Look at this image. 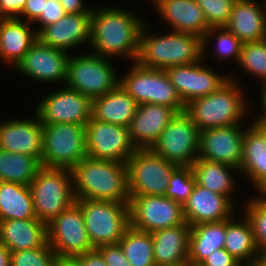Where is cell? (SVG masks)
I'll list each match as a JSON object with an SVG mask.
<instances>
[{"mask_svg": "<svg viewBox=\"0 0 266 266\" xmlns=\"http://www.w3.org/2000/svg\"><path fill=\"white\" fill-rule=\"evenodd\" d=\"M153 3L173 31L203 37L211 28L196 0H153Z\"/></svg>", "mask_w": 266, "mask_h": 266, "instance_id": "cell-23", "label": "cell"}, {"mask_svg": "<svg viewBox=\"0 0 266 266\" xmlns=\"http://www.w3.org/2000/svg\"><path fill=\"white\" fill-rule=\"evenodd\" d=\"M238 63L266 83V39L243 43Z\"/></svg>", "mask_w": 266, "mask_h": 266, "instance_id": "cell-38", "label": "cell"}, {"mask_svg": "<svg viewBox=\"0 0 266 266\" xmlns=\"http://www.w3.org/2000/svg\"><path fill=\"white\" fill-rule=\"evenodd\" d=\"M243 219L241 223H234L232 219L226 220L224 248L241 264L243 263V266H253L260 255V251L249 221L245 216ZM247 260L250 261L246 263Z\"/></svg>", "mask_w": 266, "mask_h": 266, "instance_id": "cell-31", "label": "cell"}, {"mask_svg": "<svg viewBox=\"0 0 266 266\" xmlns=\"http://www.w3.org/2000/svg\"><path fill=\"white\" fill-rule=\"evenodd\" d=\"M143 25L136 62L144 67L166 70L169 67L203 61L202 37L197 34L176 32L148 35ZM147 34V35H146Z\"/></svg>", "mask_w": 266, "mask_h": 266, "instance_id": "cell-3", "label": "cell"}, {"mask_svg": "<svg viewBox=\"0 0 266 266\" xmlns=\"http://www.w3.org/2000/svg\"><path fill=\"white\" fill-rule=\"evenodd\" d=\"M178 112L167 106L140 104L128 127L136 149H151L160 134Z\"/></svg>", "mask_w": 266, "mask_h": 266, "instance_id": "cell-20", "label": "cell"}, {"mask_svg": "<svg viewBox=\"0 0 266 266\" xmlns=\"http://www.w3.org/2000/svg\"><path fill=\"white\" fill-rule=\"evenodd\" d=\"M262 93H261V101H262V108L263 109V115L257 117L258 119L254 120L253 123H262L266 125V83H262Z\"/></svg>", "mask_w": 266, "mask_h": 266, "instance_id": "cell-52", "label": "cell"}, {"mask_svg": "<svg viewBox=\"0 0 266 266\" xmlns=\"http://www.w3.org/2000/svg\"><path fill=\"white\" fill-rule=\"evenodd\" d=\"M71 172L75 199L130 203L126 163L86 156Z\"/></svg>", "mask_w": 266, "mask_h": 266, "instance_id": "cell-2", "label": "cell"}, {"mask_svg": "<svg viewBox=\"0 0 266 266\" xmlns=\"http://www.w3.org/2000/svg\"><path fill=\"white\" fill-rule=\"evenodd\" d=\"M46 0H27L21 15L27 17V22H35L44 11Z\"/></svg>", "mask_w": 266, "mask_h": 266, "instance_id": "cell-47", "label": "cell"}, {"mask_svg": "<svg viewBox=\"0 0 266 266\" xmlns=\"http://www.w3.org/2000/svg\"><path fill=\"white\" fill-rule=\"evenodd\" d=\"M69 56L66 51L43 44L37 39L16 68L41 82L66 81Z\"/></svg>", "mask_w": 266, "mask_h": 266, "instance_id": "cell-17", "label": "cell"}, {"mask_svg": "<svg viewBox=\"0 0 266 266\" xmlns=\"http://www.w3.org/2000/svg\"><path fill=\"white\" fill-rule=\"evenodd\" d=\"M41 168V162L33 156L0 149V181L30 186Z\"/></svg>", "mask_w": 266, "mask_h": 266, "instance_id": "cell-33", "label": "cell"}, {"mask_svg": "<svg viewBox=\"0 0 266 266\" xmlns=\"http://www.w3.org/2000/svg\"><path fill=\"white\" fill-rule=\"evenodd\" d=\"M192 170L198 185L231 198L229 195L234 191V180L230 171L239 170L238 168L198 158L192 164Z\"/></svg>", "mask_w": 266, "mask_h": 266, "instance_id": "cell-32", "label": "cell"}, {"mask_svg": "<svg viewBox=\"0 0 266 266\" xmlns=\"http://www.w3.org/2000/svg\"><path fill=\"white\" fill-rule=\"evenodd\" d=\"M253 266H266V253H260Z\"/></svg>", "mask_w": 266, "mask_h": 266, "instance_id": "cell-53", "label": "cell"}, {"mask_svg": "<svg viewBox=\"0 0 266 266\" xmlns=\"http://www.w3.org/2000/svg\"><path fill=\"white\" fill-rule=\"evenodd\" d=\"M226 220L191 226L188 264L199 266L213 251L224 248Z\"/></svg>", "mask_w": 266, "mask_h": 266, "instance_id": "cell-29", "label": "cell"}, {"mask_svg": "<svg viewBox=\"0 0 266 266\" xmlns=\"http://www.w3.org/2000/svg\"><path fill=\"white\" fill-rule=\"evenodd\" d=\"M238 171L249 176L259 195L266 194V141L253 124L245 131L242 163Z\"/></svg>", "mask_w": 266, "mask_h": 266, "instance_id": "cell-28", "label": "cell"}, {"mask_svg": "<svg viewBox=\"0 0 266 266\" xmlns=\"http://www.w3.org/2000/svg\"><path fill=\"white\" fill-rule=\"evenodd\" d=\"M56 266H83V262L78 256H63L57 257Z\"/></svg>", "mask_w": 266, "mask_h": 266, "instance_id": "cell-50", "label": "cell"}, {"mask_svg": "<svg viewBox=\"0 0 266 266\" xmlns=\"http://www.w3.org/2000/svg\"><path fill=\"white\" fill-rule=\"evenodd\" d=\"M71 169L42 167L30 183L37 219L48 224L75 203Z\"/></svg>", "mask_w": 266, "mask_h": 266, "instance_id": "cell-5", "label": "cell"}, {"mask_svg": "<svg viewBox=\"0 0 266 266\" xmlns=\"http://www.w3.org/2000/svg\"><path fill=\"white\" fill-rule=\"evenodd\" d=\"M26 1L27 0H0V19L19 18Z\"/></svg>", "mask_w": 266, "mask_h": 266, "instance_id": "cell-46", "label": "cell"}, {"mask_svg": "<svg viewBox=\"0 0 266 266\" xmlns=\"http://www.w3.org/2000/svg\"><path fill=\"white\" fill-rule=\"evenodd\" d=\"M235 204L227 196L218 194L196 183L192 194L183 204V215L190 226L206 222L228 220Z\"/></svg>", "mask_w": 266, "mask_h": 266, "instance_id": "cell-18", "label": "cell"}, {"mask_svg": "<svg viewBox=\"0 0 266 266\" xmlns=\"http://www.w3.org/2000/svg\"><path fill=\"white\" fill-rule=\"evenodd\" d=\"M87 156L126 163L137 150L128 127L90 119L85 125Z\"/></svg>", "mask_w": 266, "mask_h": 266, "instance_id": "cell-13", "label": "cell"}, {"mask_svg": "<svg viewBox=\"0 0 266 266\" xmlns=\"http://www.w3.org/2000/svg\"><path fill=\"white\" fill-rule=\"evenodd\" d=\"M231 78L233 77L217 91L186 104L185 113L200 132L210 128L240 125L239 120L246 113V100L237 82Z\"/></svg>", "mask_w": 266, "mask_h": 266, "instance_id": "cell-4", "label": "cell"}, {"mask_svg": "<svg viewBox=\"0 0 266 266\" xmlns=\"http://www.w3.org/2000/svg\"><path fill=\"white\" fill-rule=\"evenodd\" d=\"M56 259L48 242L42 247L11 252V266H56Z\"/></svg>", "mask_w": 266, "mask_h": 266, "instance_id": "cell-41", "label": "cell"}, {"mask_svg": "<svg viewBox=\"0 0 266 266\" xmlns=\"http://www.w3.org/2000/svg\"><path fill=\"white\" fill-rule=\"evenodd\" d=\"M29 24L20 18L0 19V57L3 60L17 66L38 39L37 32L32 31Z\"/></svg>", "mask_w": 266, "mask_h": 266, "instance_id": "cell-27", "label": "cell"}, {"mask_svg": "<svg viewBox=\"0 0 266 266\" xmlns=\"http://www.w3.org/2000/svg\"><path fill=\"white\" fill-rule=\"evenodd\" d=\"M37 218L29 186L0 181V221Z\"/></svg>", "mask_w": 266, "mask_h": 266, "instance_id": "cell-30", "label": "cell"}, {"mask_svg": "<svg viewBox=\"0 0 266 266\" xmlns=\"http://www.w3.org/2000/svg\"><path fill=\"white\" fill-rule=\"evenodd\" d=\"M119 85L138 103L153 104L154 68L144 67L136 61Z\"/></svg>", "mask_w": 266, "mask_h": 266, "instance_id": "cell-35", "label": "cell"}, {"mask_svg": "<svg viewBox=\"0 0 266 266\" xmlns=\"http://www.w3.org/2000/svg\"><path fill=\"white\" fill-rule=\"evenodd\" d=\"M36 120H9L0 124V149L33 156L41 162L43 124Z\"/></svg>", "mask_w": 266, "mask_h": 266, "instance_id": "cell-19", "label": "cell"}, {"mask_svg": "<svg viewBox=\"0 0 266 266\" xmlns=\"http://www.w3.org/2000/svg\"><path fill=\"white\" fill-rule=\"evenodd\" d=\"M242 43L266 39V13L253 0H236L225 26Z\"/></svg>", "mask_w": 266, "mask_h": 266, "instance_id": "cell-25", "label": "cell"}, {"mask_svg": "<svg viewBox=\"0 0 266 266\" xmlns=\"http://www.w3.org/2000/svg\"><path fill=\"white\" fill-rule=\"evenodd\" d=\"M64 8L58 0H46L44 11H42L40 17L35 21L40 23L41 28L36 30L37 34L45 27L50 24L56 23L65 15Z\"/></svg>", "mask_w": 266, "mask_h": 266, "instance_id": "cell-43", "label": "cell"}, {"mask_svg": "<svg viewBox=\"0 0 266 266\" xmlns=\"http://www.w3.org/2000/svg\"><path fill=\"white\" fill-rule=\"evenodd\" d=\"M118 243L131 266H155L151 233L130 225Z\"/></svg>", "mask_w": 266, "mask_h": 266, "instance_id": "cell-34", "label": "cell"}, {"mask_svg": "<svg viewBox=\"0 0 266 266\" xmlns=\"http://www.w3.org/2000/svg\"><path fill=\"white\" fill-rule=\"evenodd\" d=\"M190 232L187 223L152 232L155 266H189Z\"/></svg>", "mask_w": 266, "mask_h": 266, "instance_id": "cell-22", "label": "cell"}, {"mask_svg": "<svg viewBox=\"0 0 266 266\" xmlns=\"http://www.w3.org/2000/svg\"><path fill=\"white\" fill-rule=\"evenodd\" d=\"M87 156L85 125H43L42 167L72 169Z\"/></svg>", "mask_w": 266, "mask_h": 266, "instance_id": "cell-7", "label": "cell"}, {"mask_svg": "<svg viewBox=\"0 0 266 266\" xmlns=\"http://www.w3.org/2000/svg\"><path fill=\"white\" fill-rule=\"evenodd\" d=\"M263 135L266 141V125L262 123H252Z\"/></svg>", "mask_w": 266, "mask_h": 266, "instance_id": "cell-54", "label": "cell"}, {"mask_svg": "<svg viewBox=\"0 0 266 266\" xmlns=\"http://www.w3.org/2000/svg\"><path fill=\"white\" fill-rule=\"evenodd\" d=\"M92 246L117 244L130 226L128 203L76 199Z\"/></svg>", "mask_w": 266, "mask_h": 266, "instance_id": "cell-6", "label": "cell"}, {"mask_svg": "<svg viewBox=\"0 0 266 266\" xmlns=\"http://www.w3.org/2000/svg\"><path fill=\"white\" fill-rule=\"evenodd\" d=\"M245 132L239 125L210 128L200 132L198 158L240 168Z\"/></svg>", "mask_w": 266, "mask_h": 266, "instance_id": "cell-15", "label": "cell"}, {"mask_svg": "<svg viewBox=\"0 0 266 266\" xmlns=\"http://www.w3.org/2000/svg\"><path fill=\"white\" fill-rule=\"evenodd\" d=\"M130 225L152 233L186 223L183 205L159 195L130 196Z\"/></svg>", "mask_w": 266, "mask_h": 266, "instance_id": "cell-12", "label": "cell"}, {"mask_svg": "<svg viewBox=\"0 0 266 266\" xmlns=\"http://www.w3.org/2000/svg\"><path fill=\"white\" fill-rule=\"evenodd\" d=\"M153 104L171 107L178 113L185 112L186 105L165 70L154 69Z\"/></svg>", "mask_w": 266, "mask_h": 266, "instance_id": "cell-36", "label": "cell"}, {"mask_svg": "<svg viewBox=\"0 0 266 266\" xmlns=\"http://www.w3.org/2000/svg\"><path fill=\"white\" fill-rule=\"evenodd\" d=\"M36 108V115L43 125H86L91 119L92 101L80 92L66 87L47 95Z\"/></svg>", "mask_w": 266, "mask_h": 266, "instance_id": "cell-14", "label": "cell"}, {"mask_svg": "<svg viewBox=\"0 0 266 266\" xmlns=\"http://www.w3.org/2000/svg\"><path fill=\"white\" fill-rule=\"evenodd\" d=\"M0 266H11V251L0 244Z\"/></svg>", "mask_w": 266, "mask_h": 266, "instance_id": "cell-51", "label": "cell"}, {"mask_svg": "<svg viewBox=\"0 0 266 266\" xmlns=\"http://www.w3.org/2000/svg\"><path fill=\"white\" fill-rule=\"evenodd\" d=\"M78 257L82 260L83 266H107L103 256L97 249L81 254Z\"/></svg>", "mask_w": 266, "mask_h": 266, "instance_id": "cell-49", "label": "cell"}, {"mask_svg": "<svg viewBox=\"0 0 266 266\" xmlns=\"http://www.w3.org/2000/svg\"><path fill=\"white\" fill-rule=\"evenodd\" d=\"M107 58L97 54L70 57L67 63L66 87L91 101L115 90L120 83Z\"/></svg>", "mask_w": 266, "mask_h": 266, "instance_id": "cell-8", "label": "cell"}, {"mask_svg": "<svg viewBox=\"0 0 266 266\" xmlns=\"http://www.w3.org/2000/svg\"><path fill=\"white\" fill-rule=\"evenodd\" d=\"M92 13L65 14L56 23L45 26L38 39L45 45L67 51L90 41ZM67 49V50H66Z\"/></svg>", "mask_w": 266, "mask_h": 266, "instance_id": "cell-21", "label": "cell"}, {"mask_svg": "<svg viewBox=\"0 0 266 266\" xmlns=\"http://www.w3.org/2000/svg\"><path fill=\"white\" fill-rule=\"evenodd\" d=\"M138 103L119 85L115 90L92 100L91 118L129 127Z\"/></svg>", "mask_w": 266, "mask_h": 266, "instance_id": "cell-26", "label": "cell"}, {"mask_svg": "<svg viewBox=\"0 0 266 266\" xmlns=\"http://www.w3.org/2000/svg\"><path fill=\"white\" fill-rule=\"evenodd\" d=\"M66 14H76V13H92L90 7L87 9L83 5V0H58Z\"/></svg>", "mask_w": 266, "mask_h": 266, "instance_id": "cell-48", "label": "cell"}, {"mask_svg": "<svg viewBox=\"0 0 266 266\" xmlns=\"http://www.w3.org/2000/svg\"><path fill=\"white\" fill-rule=\"evenodd\" d=\"M213 33L217 34L215 35L217 36V40L215 41L217 42V57L221 60H225L226 57H233L235 58L234 60H237L238 62L243 43L226 27H212L206 32V34L202 37V56H205L204 54H206V46L208 45V42H210L208 40L211 38Z\"/></svg>", "mask_w": 266, "mask_h": 266, "instance_id": "cell-37", "label": "cell"}, {"mask_svg": "<svg viewBox=\"0 0 266 266\" xmlns=\"http://www.w3.org/2000/svg\"><path fill=\"white\" fill-rule=\"evenodd\" d=\"M47 242V224L37 218L0 221V244L11 252L42 247Z\"/></svg>", "mask_w": 266, "mask_h": 266, "instance_id": "cell-24", "label": "cell"}, {"mask_svg": "<svg viewBox=\"0 0 266 266\" xmlns=\"http://www.w3.org/2000/svg\"><path fill=\"white\" fill-rule=\"evenodd\" d=\"M199 140L197 126L182 112L168 123L151 150L177 166H192L198 159Z\"/></svg>", "mask_w": 266, "mask_h": 266, "instance_id": "cell-10", "label": "cell"}, {"mask_svg": "<svg viewBox=\"0 0 266 266\" xmlns=\"http://www.w3.org/2000/svg\"><path fill=\"white\" fill-rule=\"evenodd\" d=\"M244 216L249 221L260 253H266V194L249 200Z\"/></svg>", "mask_w": 266, "mask_h": 266, "instance_id": "cell-39", "label": "cell"}, {"mask_svg": "<svg viewBox=\"0 0 266 266\" xmlns=\"http://www.w3.org/2000/svg\"><path fill=\"white\" fill-rule=\"evenodd\" d=\"M210 27H225L236 0H196Z\"/></svg>", "mask_w": 266, "mask_h": 266, "instance_id": "cell-42", "label": "cell"}, {"mask_svg": "<svg viewBox=\"0 0 266 266\" xmlns=\"http://www.w3.org/2000/svg\"><path fill=\"white\" fill-rule=\"evenodd\" d=\"M143 25V20L129 11L116 7L92 10L90 30L92 51L104 58L122 54L136 61Z\"/></svg>", "mask_w": 266, "mask_h": 266, "instance_id": "cell-1", "label": "cell"}, {"mask_svg": "<svg viewBox=\"0 0 266 266\" xmlns=\"http://www.w3.org/2000/svg\"><path fill=\"white\" fill-rule=\"evenodd\" d=\"M199 266H243L225 248L212 252Z\"/></svg>", "mask_w": 266, "mask_h": 266, "instance_id": "cell-45", "label": "cell"}, {"mask_svg": "<svg viewBox=\"0 0 266 266\" xmlns=\"http://www.w3.org/2000/svg\"><path fill=\"white\" fill-rule=\"evenodd\" d=\"M165 71L185 105L217 91L230 79V75L221 77L210 68L202 66L200 60L196 63L169 67Z\"/></svg>", "mask_w": 266, "mask_h": 266, "instance_id": "cell-16", "label": "cell"}, {"mask_svg": "<svg viewBox=\"0 0 266 266\" xmlns=\"http://www.w3.org/2000/svg\"><path fill=\"white\" fill-rule=\"evenodd\" d=\"M103 256L107 266H131L119 243L96 248Z\"/></svg>", "mask_w": 266, "mask_h": 266, "instance_id": "cell-44", "label": "cell"}, {"mask_svg": "<svg viewBox=\"0 0 266 266\" xmlns=\"http://www.w3.org/2000/svg\"><path fill=\"white\" fill-rule=\"evenodd\" d=\"M48 243L57 257L79 256L94 250L84 223L83 212L75 202L47 224Z\"/></svg>", "mask_w": 266, "mask_h": 266, "instance_id": "cell-11", "label": "cell"}, {"mask_svg": "<svg viewBox=\"0 0 266 266\" xmlns=\"http://www.w3.org/2000/svg\"><path fill=\"white\" fill-rule=\"evenodd\" d=\"M196 178L192 166H178L172 173L165 196L184 204L193 192Z\"/></svg>", "mask_w": 266, "mask_h": 266, "instance_id": "cell-40", "label": "cell"}, {"mask_svg": "<svg viewBox=\"0 0 266 266\" xmlns=\"http://www.w3.org/2000/svg\"><path fill=\"white\" fill-rule=\"evenodd\" d=\"M126 164L130 196H165L170 177L178 167L151 149H137Z\"/></svg>", "mask_w": 266, "mask_h": 266, "instance_id": "cell-9", "label": "cell"}]
</instances>
